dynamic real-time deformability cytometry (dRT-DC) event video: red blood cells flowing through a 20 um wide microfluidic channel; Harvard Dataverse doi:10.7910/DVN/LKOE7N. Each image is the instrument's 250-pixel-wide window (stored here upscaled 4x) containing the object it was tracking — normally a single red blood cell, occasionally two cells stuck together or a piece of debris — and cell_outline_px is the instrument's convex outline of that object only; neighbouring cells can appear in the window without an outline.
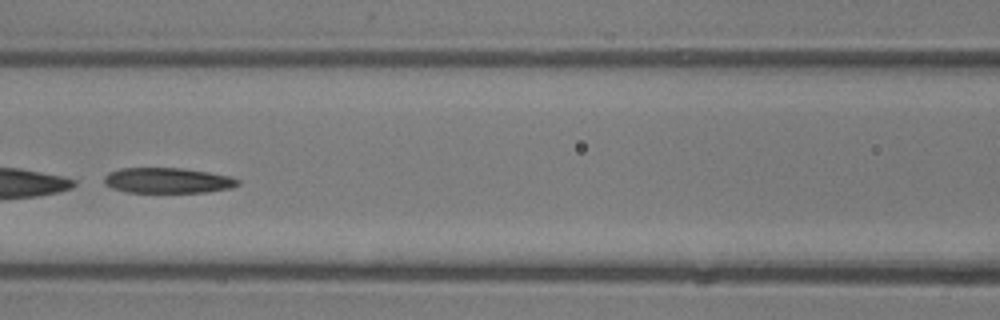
{"species": "common noctule bat (a hibernating species)", "species_latin": "Nyctalus noctula", "temperature_condition": "room temperature", "stored_images_in_passage": 42, "camera_frame_rate_fps": 3000, "um_per_image_px": 0.085, "animal": {"sex": "male", "body_mass_g": 13.3}, "frame": {"image": 1, "passage_image": 17, "time_ms": 5.333, "image_size_px": [1000, 320], "cell_outline_px": [[240, 184], [232, 188], [204, 192], [128, 192], [112, 188], [104, 184], [104, 176], [108, 172], [120, 168], [180, 168], [208, 172], [232, 176], [240, 180]], "centroid_in_image_um": [14.26, 15.33], "position_along_channel_um": 152.3, "area_um2": 19.88}}
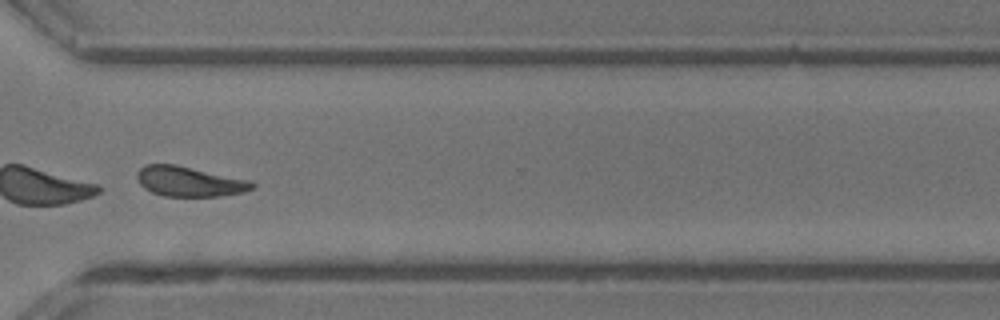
{"frame": {"image": 2, "passage_image": 31, "time_ms": 10.0, "image_size_px": [1000, 320], "cell_outline_px": [[256, 188], [244, 192], [220, 196], [164, 196], [152, 192], [144, 188], [140, 184], [136, 176], [136, 172], [144, 164], [176, 164], [252, 180], [256, 184]], "centroid_in_image_um": [16.13, 15.42], "position_along_channel_um": 354.5, "area_um2": 20.46}, "authors_computed_cell_mechanics": {"area_um2": 29.7381, "velocity_mm_per_s": 4.3454, "shape_relaxation_time_tau1_ms": 1.8727, "shape_relaxation_time_tau2_ms": 5.4553, "deformation_change_tau1": 0.2578, "deformation_change_tau2": 0.1472}}